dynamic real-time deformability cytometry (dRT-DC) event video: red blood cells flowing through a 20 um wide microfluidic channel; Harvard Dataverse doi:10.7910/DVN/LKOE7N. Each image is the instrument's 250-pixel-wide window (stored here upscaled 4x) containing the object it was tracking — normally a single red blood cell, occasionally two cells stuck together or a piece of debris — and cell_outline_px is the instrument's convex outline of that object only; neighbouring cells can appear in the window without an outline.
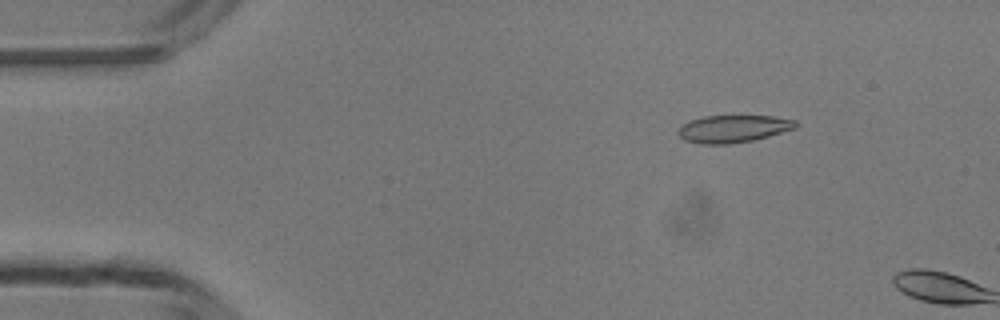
{"species": "common noctule bat (a hibernating species)", "species_latin": "Nyctalus noctula", "temperature_condition": "room temperature", "stored_images_in_passage": 9, "camera_frame_rate_fps": 3000, "um_per_image_px": 0.085, "animal": {"sex": "male", "body_mass_g": 13.3}, "frame": {"image": 1, "passage_image": 7, "time_ms": 2.0, "image_size_px": [1000, 320], "cell_outline_px": [[796, 128], [768, 136], [752, 140], [728, 144], [700, 144], [684, 140], [676, 132], [680, 124], [704, 116], [772, 116], [796, 120]], "centroid_in_image_um": [62.27, 10.94], "position_along_channel_um": 22.7, "area_um2": 18.73}}